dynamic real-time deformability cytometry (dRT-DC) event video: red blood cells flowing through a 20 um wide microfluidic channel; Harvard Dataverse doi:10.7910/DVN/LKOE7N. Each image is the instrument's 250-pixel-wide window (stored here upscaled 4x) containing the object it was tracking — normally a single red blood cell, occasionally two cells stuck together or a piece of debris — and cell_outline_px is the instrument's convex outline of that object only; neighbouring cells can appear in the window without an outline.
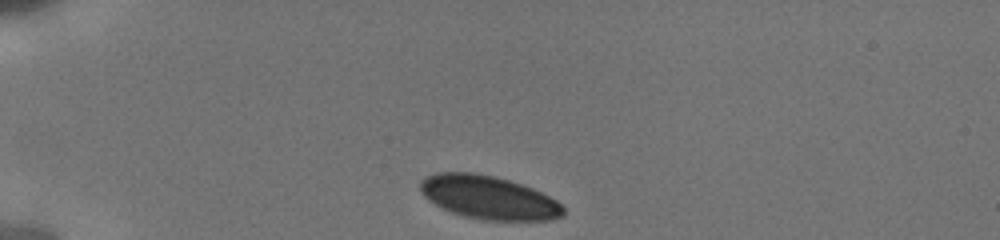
{"species": "human", "species_latin": "Homo sapiens", "temperature_condition": "cold", "stored_images_in_passage": 8, "camera_frame_rate_fps": 3000, "um_per_image_px": 0.085, "donor": {"sex": "male"}, "frame": {"image": 1, "passage_image": 1, "time_ms": 0.0, "image_size_px": [1000, 240], "cell_outline_px": [[564, 216], [552, 220], [484, 220], [464, 216], [448, 212], [428, 200], [420, 192], [420, 180], [424, 176], [436, 172], [472, 172], [492, 176], [508, 180], [532, 188], [556, 200], [564, 208]], "centroid_in_image_um": [41.48, 16.79], "position_along_channel_um": 43.5, "area_um2": 36.3}}
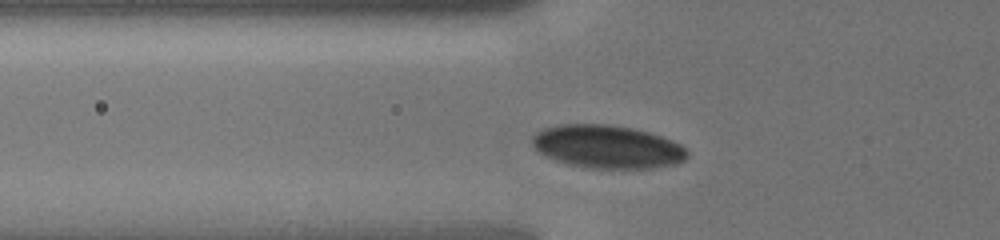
{"frame": {"image": 2, "passage_image": 6, "time_ms": 2.0, "image_size_px": [1000, 240], "cell_outline_px": [[688, 156], [684, 160], [676, 164], [648, 168], [592, 168], [568, 164], [556, 160], [540, 152], [532, 144], [532, 136], [536, 132], [544, 128], [560, 124], [608, 124], [632, 128], [648, 132], [672, 140], [680, 144], [688, 152]], "centroid_in_image_um": [51.62, 12.46], "position_along_channel_um": 74.2, "area_um2": 38.73}}